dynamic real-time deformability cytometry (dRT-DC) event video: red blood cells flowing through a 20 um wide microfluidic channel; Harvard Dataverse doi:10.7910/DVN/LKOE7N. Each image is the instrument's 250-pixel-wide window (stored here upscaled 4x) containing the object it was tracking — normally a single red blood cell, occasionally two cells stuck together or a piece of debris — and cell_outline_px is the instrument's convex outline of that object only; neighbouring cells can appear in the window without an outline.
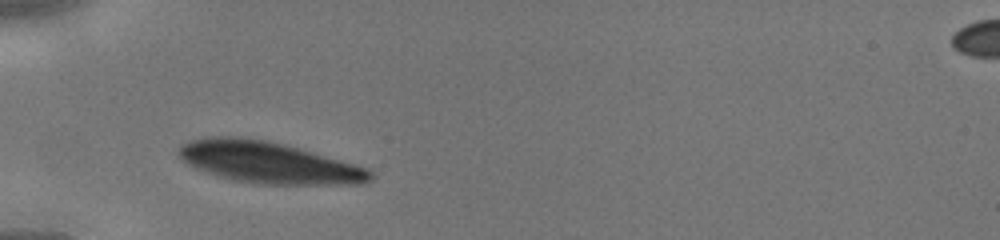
{"species": "human", "species_latin": "Homo sapiens", "temperature_condition": "cold", "stored_images_in_passage": 30, "camera_frame_rate_fps": 3000, "um_per_image_px": 0.085, "donor": {"sex": "male"}, "frame": {"image": 1, "passage_image": 1, "time_ms": 0.0, "image_size_px": [1000, 240], "cell_outline_px": [[376, 176], [372, 180], [364, 184], [252, 184], [232, 180], [216, 176], [204, 172], [188, 164], [180, 156], [180, 148], [184, 144], [192, 140], [212, 136], [228, 136], [264, 140], [284, 144], [300, 148], [368, 168]], "centroid_in_image_um": [22.88, 13.83], "position_along_channel_um": 62.1, "area_um2": 46.24}}
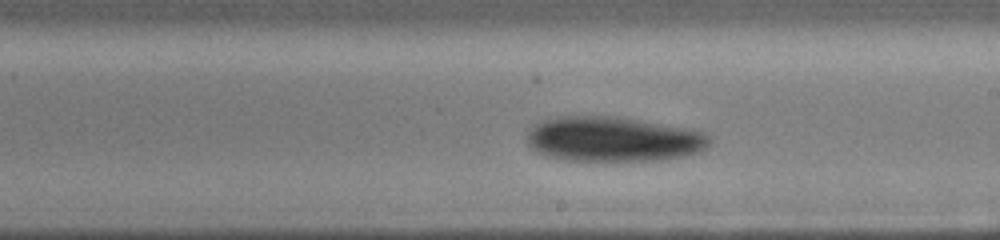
{"frame": {"image": 2, "passage_image": 13, "time_ms": 4.0, "image_size_px": [1000, 240], "cell_outline_px": [[712, 140], [700, 152], [684, 156], [660, 160], [564, 160], [544, 156], [536, 152], [528, 144], [528, 128], [544, 120], [560, 116], [612, 116], [688, 128], [704, 132]], "centroid_in_image_um": [52.1, 11.83], "position_along_channel_um": 236.9, "area_um2": 47.69}}
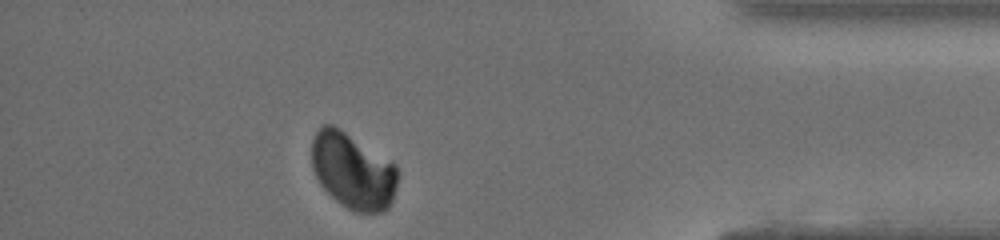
{"frame": {"image": 3, "passage_image": 26, "time_ms": 8.333, "image_size_px": [1000, 240], "cell_outline_px": [[400, 172], [396, 188], [392, 200], [388, 208], [380, 212], [356, 212], [348, 208], [336, 200], [320, 184], [312, 168], [312, 140], [316, 132], [324, 124], [332, 124], [340, 128], [396, 164]], "centroid_in_image_um": [30.01, 14.52], "position_along_channel_um": 405.2, "area_um2": 38.09}}